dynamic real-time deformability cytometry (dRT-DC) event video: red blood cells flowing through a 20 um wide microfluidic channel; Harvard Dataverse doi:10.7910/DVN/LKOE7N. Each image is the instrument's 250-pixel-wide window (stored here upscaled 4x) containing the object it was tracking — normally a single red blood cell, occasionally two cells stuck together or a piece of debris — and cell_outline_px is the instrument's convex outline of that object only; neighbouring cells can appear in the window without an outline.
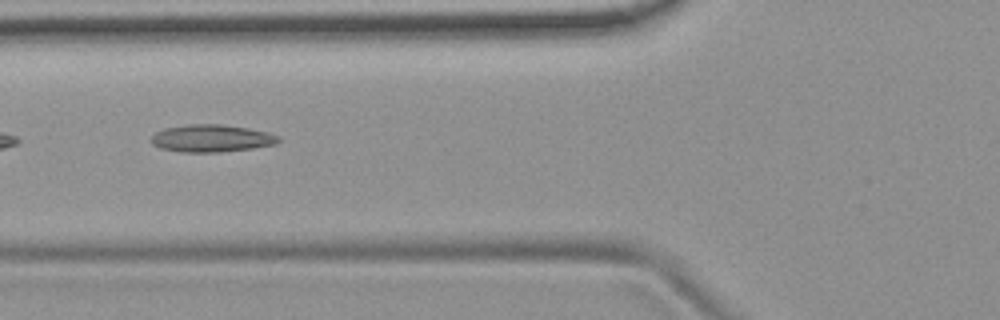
{"species": "common noctule bat (a hibernating species)", "species_latin": "Nyctalus noctula", "temperature_condition": "room temperature", "stored_images_in_passage": 10, "camera_frame_rate_fps": 3000, "um_per_image_px": 0.085, "animal": {"sex": "female", "body_mass_g": 19.9}, "frame": {"image": 1, "passage_image": 4, "time_ms": 1.0, "image_size_px": [1000, 320], "cell_outline_px": [[280, 140], [276, 144], [252, 148], [220, 152], [180, 152], [160, 148], [152, 144], [152, 136], [156, 132], [164, 128], [188, 124], [220, 124], [248, 128], [268, 132], [280, 136]], "centroid_in_image_um": [17.98, 11.75], "position_along_channel_um": 107.8, "area_um2": 20.35}}
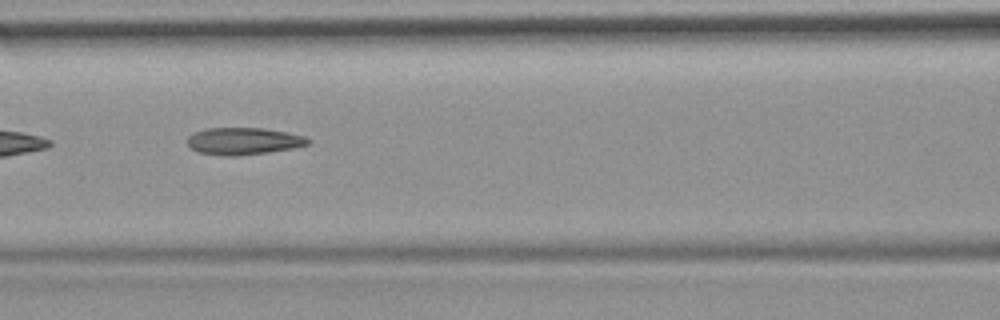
{"frame": {"image": 2, "passage_image": 7, "time_ms": 2.0, "image_size_px": [1000, 320], "cell_outline_px": [[312, 140], [308, 144], [292, 148], [268, 152], [236, 156], [228, 156], [196, 152], [188, 144], [188, 136], [192, 132], [204, 128], [264, 128], [304, 136]], "centroid_in_image_um": [20.66, 11.99], "position_along_channel_um": 145.9, "area_um2": 19.02}}